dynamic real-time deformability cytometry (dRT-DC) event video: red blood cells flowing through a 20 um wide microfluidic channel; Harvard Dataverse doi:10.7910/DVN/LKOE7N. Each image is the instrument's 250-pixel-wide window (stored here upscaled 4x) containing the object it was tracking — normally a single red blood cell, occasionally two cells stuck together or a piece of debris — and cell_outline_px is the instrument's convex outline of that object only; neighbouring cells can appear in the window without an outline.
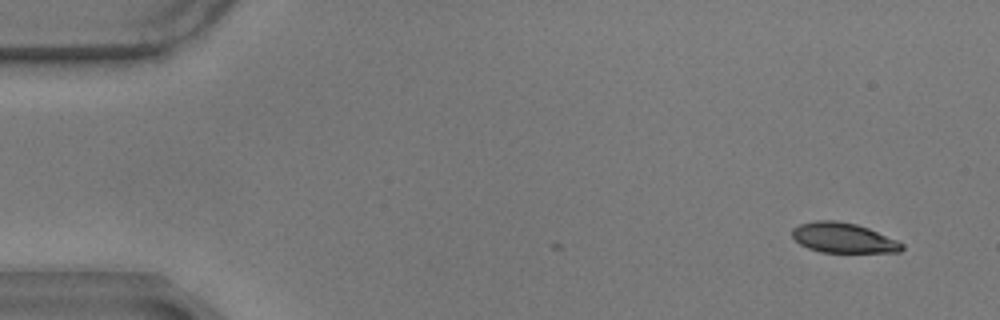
{"species": "common noctule bat (a hibernating species)", "species_latin": "Nyctalus noctula", "temperature_condition": "warm", "stored_images_in_passage": 5, "camera_frame_rate_fps": 3000, "um_per_image_px": 0.085, "animal": {"sex": "male", "body_mass_g": 17.9}, "frame": {"image": 1, "passage_image": 1, "time_ms": 0.0, "image_size_px": [1000, 320], "cell_outline_px": [[904, 248], [900, 252], [820, 252], [808, 248], [800, 244], [792, 236], [792, 228], [800, 224], [816, 220], [836, 220], [856, 224], [868, 228], [896, 240], [904, 244]], "centroid_in_image_um": [71.67, 20.21], "position_along_channel_um": 13.3, "area_um2": 19.13}}